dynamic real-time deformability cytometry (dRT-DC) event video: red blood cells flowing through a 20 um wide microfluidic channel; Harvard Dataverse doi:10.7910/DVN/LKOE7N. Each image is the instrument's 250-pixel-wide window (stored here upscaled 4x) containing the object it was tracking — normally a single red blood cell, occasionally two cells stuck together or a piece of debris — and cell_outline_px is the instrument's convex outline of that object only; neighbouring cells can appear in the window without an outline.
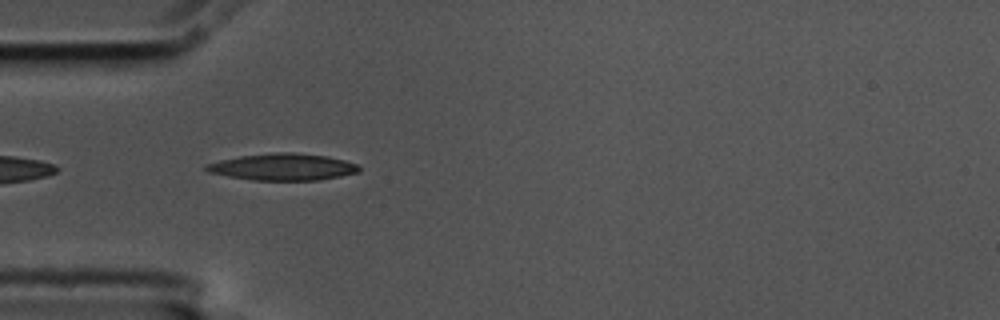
{"species": "common noctule bat (a hibernating species)", "species_latin": "Nyctalus noctula", "temperature_condition": "cold", "stored_images_in_passage": 4, "camera_frame_rate_fps": 3000, "um_per_image_px": 0.085, "animal": {"sex": "male", "body_mass_g": 17.5, "forearm_length_mm": 52.3}, "frame": {"image": 1, "passage_image": 3, "time_ms": 0.667, "image_size_px": [1000, 320], "cell_outline_px": [[360, 172], [320, 180], [252, 180], [228, 176], [208, 172], [204, 168], [204, 164], [220, 160], [240, 156], [276, 152], [296, 152], [328, 156], [360, 164]], "centroid_in_image_um": [24.07, 14.18], "position_along_channel_um": 60.9, "area_um2": 24.04}}